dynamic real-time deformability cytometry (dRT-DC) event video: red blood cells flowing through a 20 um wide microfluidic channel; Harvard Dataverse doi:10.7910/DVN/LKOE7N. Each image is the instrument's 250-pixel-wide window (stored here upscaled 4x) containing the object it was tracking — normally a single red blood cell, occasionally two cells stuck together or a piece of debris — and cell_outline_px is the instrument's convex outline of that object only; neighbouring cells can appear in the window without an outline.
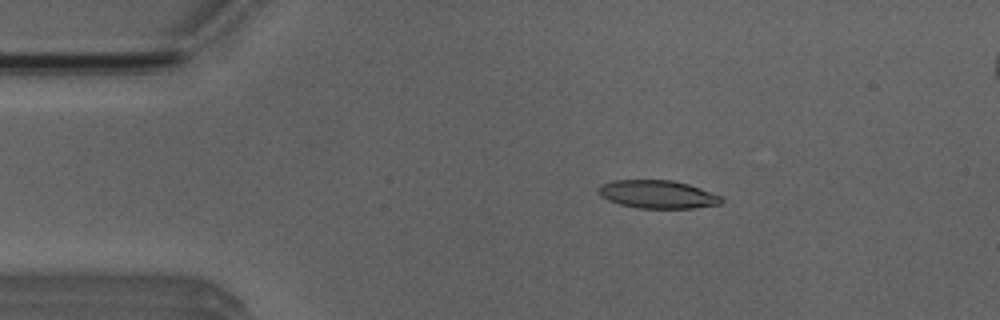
{"species": "Egyptian fruit bat (a non-hibernating species)", "species_latin": "Rousettus aegyptiacus", "temperature_condition": "room temperature", "stored_images_in_passage": 7, "camera_frame_rate_fps": 3000, "um_per_image_px": 0.085, "animal": {"sex": "male"}, "frame": {"image": 1, "passage_image": 3, "time_ms": 2.333, "image_size_px": [1000, 320], "cell_outline_px": [[724, 200], [720, 204], [696, 208], [636, 208], [620, 204], [608, 200], [600, 196], [596, 192], [604, 184], [612, 180], [672, 180], [688, 184], [700, 188], [720, 196]], "centroid_in_image_um": [55.89, 16.52], "position_along_channel_um": 29.1, "area_um2": 20.06}}